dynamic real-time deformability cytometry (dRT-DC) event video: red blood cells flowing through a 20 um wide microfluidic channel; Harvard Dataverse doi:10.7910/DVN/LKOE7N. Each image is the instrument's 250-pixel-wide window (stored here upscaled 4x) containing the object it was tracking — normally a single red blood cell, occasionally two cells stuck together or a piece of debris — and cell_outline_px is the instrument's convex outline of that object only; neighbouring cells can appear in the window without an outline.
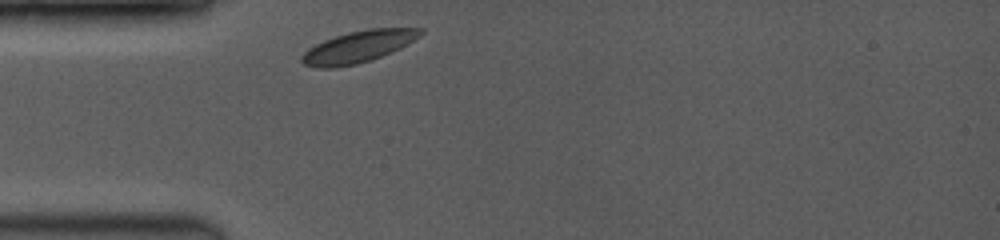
{"species": "common noctule bat (a hibernating species)", "species_latin": "Nyctalus noctula", "temperature_condition": "room temperature", "stored_images_in_passage": 4, "camera_frame_rate_fps": 3500, "um_per_image_px": 0.085, "animal": {"sex": "female", "body_mass_g": 19.0, "forearm_length_mm": 53.3}, "frame": {"image": 1, "passage_image": 1, "time_ms": 0.0, "image_size_px": [1000, 240], "cell_outline_px": [[424, 32], [420, 36], [400, 48], [392, 52], [372, 60], [356, 64], [332, 68], [320, 68], [304, 64], [300, 60], [300, 56], [308, 48], [324, 40], [348, 32], [368, 28], [424, 28]], "centroid_in_image_um": [30.46, 3.97], "position_along_channel_um": 54.5, "area_um2": 21.96}}
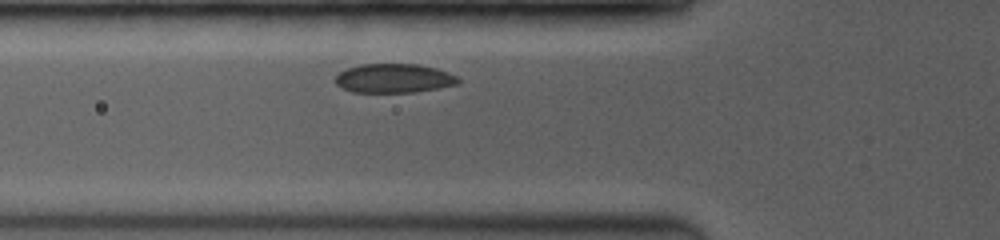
{"frame": {"image": 2, "passage_image": 4, "time_ms": 1.143, "image_size_px": [1000, 240], "cell_outline_px": [[460, 80], [456, 84], [416, 92], [352, 92], [336, 84], [332, 80], [340, 72], [348, 68], [360, 64], [416, 64], [436, 68], [460, 76]], "centroid_in_image_um": [33.47, 6.65], "position_along_channel_um": 92.3, "area_um2": 20.81}}